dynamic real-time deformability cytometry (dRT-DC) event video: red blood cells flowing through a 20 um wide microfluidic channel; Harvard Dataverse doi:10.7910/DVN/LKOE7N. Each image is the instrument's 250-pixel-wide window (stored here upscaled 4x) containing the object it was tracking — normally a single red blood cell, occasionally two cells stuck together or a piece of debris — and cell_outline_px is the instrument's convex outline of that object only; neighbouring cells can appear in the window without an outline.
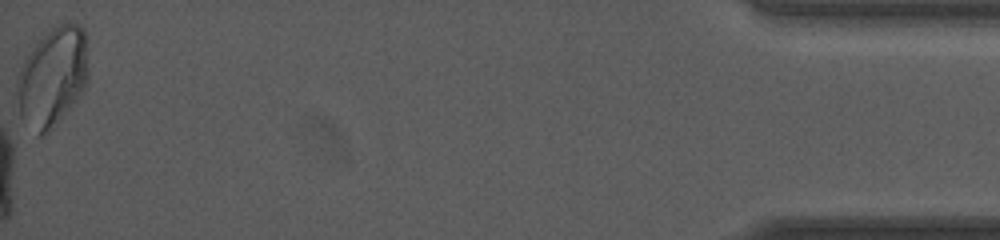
{"species": "human", "species_latin": "Homo sapiens", "temperature_condition": "room temperature", "stored_images_in_passage": 26, "camera_frame_rate_fps": 3000, "um_per_image_px": 0.085, "donor": {"sex": "female"}, "frame": {"image": 1, "passage_image": 26, "time_ms": 16.0, "image_size_px": [1000, 240], "cell_outline_px": [[88, 80], [84, 88], [68, 108], [40, 136], [36, 136], [20, 116], [16, 88], [16, 80], [20, 68], [24, 60], [32, 48], [56, 24], [68, 20], [84, 28]], "centroid_in_image_um": [4.44, 6.48], "position_along_channel_um": 430.8, "area_um2": 40.29}, "authors_computed_cell_mechanics": {"area_um2": 37.8012, "velocity_mm_per_s": 4.0921, "shape_relaxation_time_tau1_ms": 5.4956, "shape_relaxation_time_tau2_ms": 1.2782, "deformation_change_tau1": 0.1813, "deformation_change_tau2": 0.0657}}